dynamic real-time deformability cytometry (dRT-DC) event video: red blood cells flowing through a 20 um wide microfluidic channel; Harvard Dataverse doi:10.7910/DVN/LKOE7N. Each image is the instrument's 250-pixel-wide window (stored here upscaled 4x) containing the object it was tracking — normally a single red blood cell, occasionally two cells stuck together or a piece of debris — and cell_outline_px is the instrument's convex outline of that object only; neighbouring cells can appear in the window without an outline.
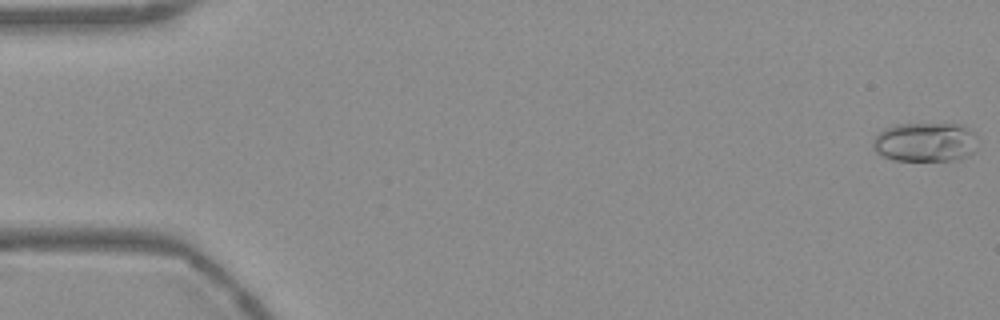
{"species": "Egyptian fruit bat (a non-hibernating species)", "species_latin": "Rousettus aegyptiacus", "temperature_condition": "warm", "stored_images_in_passage": 55, "camera_frame_rate_fps": 3000, "um_per_image_px": 0.085, "frame": {"image": 1, "passage_image": 1, "time_ms": 0.0, "image_size_px": [1000, 320], "cell_outline_px": [[976, 136], [972, 152], [968, 156], [952, 160], [892, 160], [876, 152], [872, 148], [872, 140], [884, 128], [892, 124], [964, 124], [976, 132]], "centroid_in_image_um": [78.62, 12.06], "position_along_channel_um": 6.4, "area_um2": 24.1}}
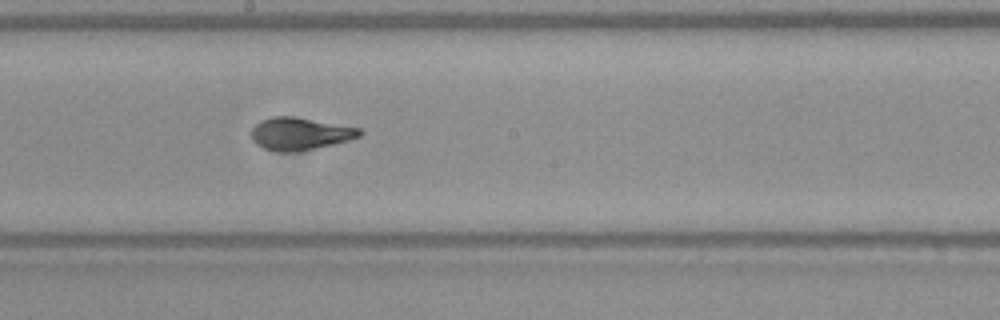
{"frame": {"image": 2, "passage_image": 30, "time_ms": 9.667, "image_size_px": [1000, 320], "cell_outline_px": [[364, 132], [360, 136], [348, 140], [332, 144], [296, 152], [276, 152], [264, 148], [256, 144], [252, 140], [252, 128], [260, 120], [276, 116], [296, 116], [360, 128]], "centroid_in_image_um": [25.48, 11.36], "position_along_channel_um": 222.7, "area_um2": 20.52}}
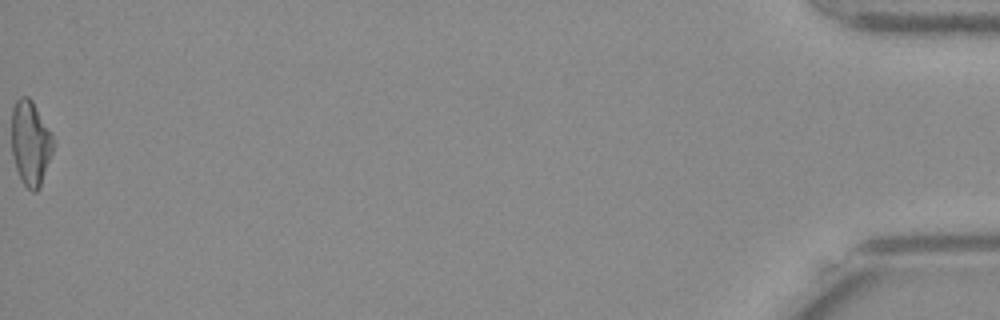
{"frame": {"image": 3, "passage_image": 55, "time_ms": 18.0, "image_size_px": [1000, 320], "cell_outline_px": [[52, 152], [40, 188], [36, 192], [32, 192], [24, 184], [16, 168], [12, 156], [12, 108], [16, 100], [20, 96], [28, 96], [32, 100], [52, 136]], "centroid_in_image_um": [2.57, 12.16], "position_along_channel_um": 432.6, "area_um2": 20.23}, "authors_computed_cell_mechanics": {"area_um2": 20.3456, "velocity_mm_per_s": 3.7658, "shape_relaxation_time_tau1_ms": 4.4417, "shape_relaxation_time_tau2_ms": 1.1983, "deformation_change_tau1": 0.1937, "deformation_change_tau2": 0.0737}}